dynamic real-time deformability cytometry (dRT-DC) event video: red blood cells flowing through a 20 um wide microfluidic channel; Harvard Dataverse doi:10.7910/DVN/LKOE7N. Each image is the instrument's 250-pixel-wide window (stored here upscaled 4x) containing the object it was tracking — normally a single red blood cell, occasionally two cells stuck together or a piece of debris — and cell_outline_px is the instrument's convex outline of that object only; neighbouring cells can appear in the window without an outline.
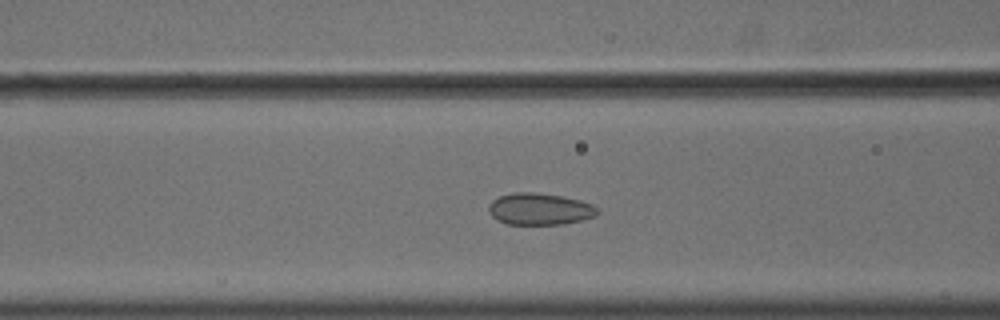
{"species": "common noctule bat (a hibernating species)", "species_latin": "Nyctalus noctula", "temperature_condition": "cold", "stored_images_in_passage": 50, "camera_frame_rate_fps": 3000, "um_per_image_px": 0.085, "animal": {"sex": "male", "body_mass_g": 18.8}, "frame": {"image": 1, "passage_image": 18, "time_ms": 5.667, "image_size_px": [1000, 320], "cell_outline_px": [[600, 212], [596, 216], [584, 220], [564, 224], [508, 224], [496, 220], [488, 212], [488, 204], [492, 200], [500, 196], [516, 192], [536, 192], [560, 196], [580, 200], [592, 204], [600, 208]], "centroid_in_image_um": [45.9, 17.77], "position_along_channel_um": 120.7, "area_um2": 20.4}}
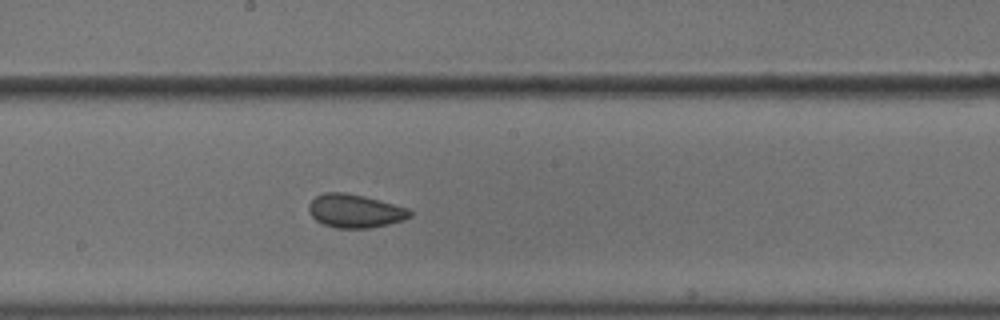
{"frame": {"image": 2, "passage_image": 26, "time_ms": 8.333, "image_size_px": [1000, 320], "cell_outline_px": [[412, 216], [404, 220], [388, 224], [368, 228], [336, 228], [324, 224], [316, 220], [312, 216], [308, 208], [308, 204], [316, 196], [324, 192], [348, 192], [380, 200], [408, 208], [412, 212]], "centroid_in_image_um": [30.18, 17.92], "position_along_channel_um": 218.0, "area_um2": 19.77}}
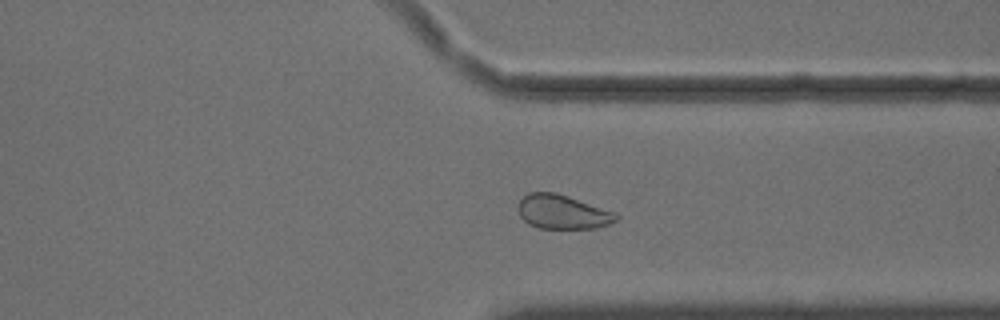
{"frame": {"image": 3, "passage_image": 38, "time_ms": 12.333, "image_size_px": [1000, 320], "cell_outline_px": [[620, 220], [596, 228], [540, 228], [528, 224], [520, 216], [516, 208], [520, 200], [528, 192], [556, 192], [616, 212], [620, 216]], "centroid_in_image_um": [47.82, 18.01], "position_along_channel_um": 363.6, "area_um2": 19.71}, "authors_computed_cell_mechanics": {"area_um2": 20.9525, "velocity_mm_per_s": 3.6374, "shape_relaxation_time_tau1_ms": null, "shape_relaxation_time_tau2_ms": 1.5751, "deformation_change_tau1": null, "deformation_change_tau2": 0.0523}}